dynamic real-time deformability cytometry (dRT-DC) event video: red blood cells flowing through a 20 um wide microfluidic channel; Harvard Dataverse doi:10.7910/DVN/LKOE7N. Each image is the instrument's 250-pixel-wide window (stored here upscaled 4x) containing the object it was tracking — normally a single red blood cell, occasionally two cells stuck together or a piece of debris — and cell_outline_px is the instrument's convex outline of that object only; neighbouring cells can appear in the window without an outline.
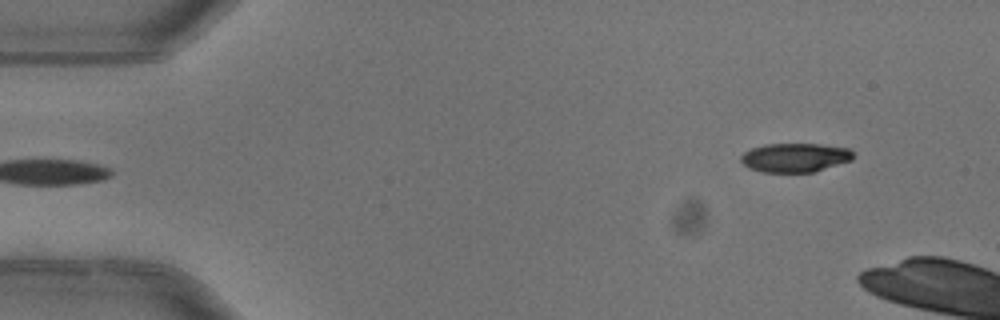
{"species": "common noctule bat (a hibernating species)", "species_latin": "Nyctalus noctula", "temperature_condition": "warm", "stored_images_in_passage": 5, "segment_of_instrument_passage": [2, 2], "camera_frame_rate_fps": 3000, "um_per_image_px": 0.085, "animal": {"sex": "female"}, "frame": {"image": 1, "passage_image": 5, "time_ms": 1.333, "image_size_px": [1000, 320], "cell_outline_px": [[852, 160], [816, 172], [764, 172], [748, 168], [740, 160], [740, 156], [744, 152], [752, 148], [764, 144], [820, 144], [848, 148], [852, 152]], "centroid_in_image_um": [67.56, 13.4], "position_along_channel_um": 17.4, "area_um2": 19.02}}